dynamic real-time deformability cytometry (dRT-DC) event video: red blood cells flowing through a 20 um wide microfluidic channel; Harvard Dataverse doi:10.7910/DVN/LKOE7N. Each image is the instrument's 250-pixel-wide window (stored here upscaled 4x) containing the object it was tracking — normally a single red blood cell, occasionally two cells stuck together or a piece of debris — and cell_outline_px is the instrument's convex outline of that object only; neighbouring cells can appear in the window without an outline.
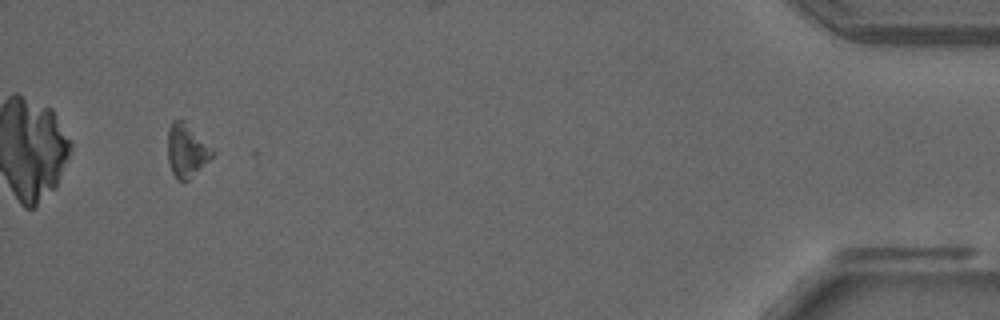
{"species": "common noctule bat (a hibernating species)", "species_latin": "Nyctalus noctula", "temperature_condition": "room temperature", "stored_images_in_passage": 39, "camera_frame_rate_fps": 3000, "um_per_image_px": 0.085, "animal": {"sex": "male", "forearm_length_mm": 52.5}, "frame": {"image": 1, "passage_image": 38, "time_ms": 12.333, "image_size_px": [1000, 320], "cell_outline_px": [[212, 156], [188, 180], [176, 180], [172, 172], [168, 160], [168, 128], [172, 120], [184, 120], [212, 148]], "centroid_in_image_um": [15.82, 12.77], "position_along_channel_um": 419.4, "area_um2": 13.53}}